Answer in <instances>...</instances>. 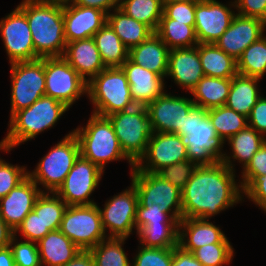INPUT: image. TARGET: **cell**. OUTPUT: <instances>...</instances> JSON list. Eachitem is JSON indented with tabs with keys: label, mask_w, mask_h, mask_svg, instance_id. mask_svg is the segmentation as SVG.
<instances>
[{
	"label": "cell",
	"mask_w": 266,
	"mask_h": 266,
	"mask_svg": "<svg viewBox=\"0 0 266 266\" xmlns=\"http://www.w3.org/2000/svg\"><path fill=\"white\" fill-rule=\"evenodd\" d=\"M79 156L78 139L73 131H70L39 160L33 171H28V176L38 187L41 185V192L55 193Z\"/></svg>",
	"instance_id": "8992f818"
},
{
	"label": "cell",
	"mask_w": 266,
	"mask_h": 266,
	"mask_svg": "<svg viewBox=\"0 0 266 266\" xmlns=\"http://www.w3.org/2000/svg\"><path fill=\"white\" fill-rule=\"evenodd\" d=\"M196 128V105H194L187 116L185 117L184 122V137L191 135V133Z\"/></svg>",
	"instance_id": "680465c9"
},
{
	"label": "cell",
	"mask_w": 266,
	"mask_h": 266,
	"mask_svg": "<svg viewBox=\"0 0 266 266\" xmlns=\"http://www.w3.org/2000/svg\"><path fill=\"white\" fill-rule=\"evenodd\" d=\"M49 232L50 230L44 226L39 214L31 211L14 231V236L17 237V234L20 233L21 237L26 239V241L37 243Z\"/></svg>",
	"instance_id": "c3c4849f"
},
{
	"label": "cell",
	"mask_w": 266,
	"mask_h": 266,
	"mask_svg": "<svg viewBox=\"0 0 266 266\" xmlns=\"http://www.w3.org/2000/svg\"><path fill=\"white\" fill-rule=\"evenodd\" d=\"M14 231L0 217V249L8 247Z\"/></svg>",
	"instance_id": "6f0895ef"
},
{
	"label": "cell",
	"mask_w": 266,
	"mask_h": 266,
	"mask_svg": "<svg viewBox=\"0 0 266 266\" xmlns=\"http://www.w3.org/2000/svg\"><path fill=\"white\" fill-rule=\"evenodd\" d=\"M87 97L93 114L107 117L135 107L122 67H106L87 82Z\"/></svg>",
	"instance_id": "5b68a950"
},
{
	"label": "cell",
	"mask_w": 266,
	"mask_h": 266,
	"mask_svg": "<svg viewBox=\"0 0 266 266\" xmlns=\"http://www.w3.org/2000/svg\"><path fill=\"white\" fill-rule=\"evenodd\" d=\"M231 243L220 229L209 219L182 218L179 222V246L193 252L204 245Z\"/></svg>",
	"instance_id": "cb8c5ba5"
},
{
	"label": "cell",
	"mask_w": 266,
	"mask_h": 266,
	"mask_svg": "<svg viewBox=\"0 0 266 266\" xmlns=\"http://www.w3.org/2000/svg\"><path fill=\"white\" fill-rule=\"evenodd\" d=\"M237 14L262 19L266 9V0H234Z\"/></svg>",
	"instance_id": "816d5d0a"
},
{
	"label": "cell",
	"mask_w": 266,
	"mask_h": 266,
	"mask_svg": "<svg viewBox=\"0 0 266 266\" xmlns=\"http://www.w3.org/2000/svg\"><path fill=\"white\" fill-rule=\"evenodd\" d=\"M233 9H236L235 1L227 4L217 0L198 3L194 25L198 43L215 44L236 15Z\"/></svg>",
	"instance_id": "ac0fdd59"
},
{
	"label": "cell",
	"mask_w": 266,
	"mask_h": 266,
	"mask_svg": "<svg viewBox=\"0 0 266 266\" xmlns=\"http://www.w3.org/2000/svg\"><path fill=\"white\" fill-rule=\"evenodd\" d=\"M172 266H203L192 252L184 250L179 245L173 248Z\"/></svg>",
	"instance_id": "db71d44e"
},
{
	"label": "cell",
	"mask_w": 266,
	"mask_h": 266,
	"mask_svg": "<svg viewBox=\"0 0 266 266\" xmlns=\"http://www.w3.org/2000/svg\"><path fill=\"white\" fill-rule=\"evenodd\" d=\"M26 15L35 54L41 58L62 57L66 47L63 1L22 0L17 5Z\"/></svg>",
	"instance_id": "7a4b0ae2"
},
{
	"label": "cell",
	"mask_w": 266,
	"mask_h": 266,
	"mask_svg": "<svg viewBox=\"0 0 266 266\" xmlns=\"http://www.w3.org/2000/svg\"><path fill=\"white\" fill-rule=\"evenodd\" d=\"M63 20L65 39L68 43L93 37L107 23V13L67 0L63 2Z\"/></svg>",
	"instance_id": "ffe728a7"
},
{
	"label": "cell",
	"mask_w": 266,
	"mask_h": 266,
	"mask_svg": "<svg viewBox=\"0 0 266 266\" xmlns=\"http://www.w3.org/2000/svg\"><path fill=\"white\" fill-rule=\"evenodd\" d=\"M139 245L174 248L179 245V223L144 224L138 230Z\"/></svg>",
	"instance_id": "836d02e7"
},
{
	"label": "cell",
	"mask_w": 266,
	"mask_h": 266,
	"mask_svg": "<svg viewBox=\"0 0 266 266\" xmlns=\"http://www.w3.org/2000/svg\"><path fill=\"white\" fill-rule=\"evenodd\" d=\"M27 166L13 165L0 157V199L28 176Z\"/></svg>",
	"instance_id": "bcb514c9"
},
{
	"label": "cell",
	"mask_w": 266,
	"mask_h": 266,
	"mask_svg": "<svg viewBox=\"0 0 266 266\" xmlns=\"http://www.w3.org/2000/svg\"><path fill=\"white\" fill-rule=\"evenodd\" d=\"M173 248L138 246L131 266H172Z\"/></svg>",
	"instance_id": "7bdbcfd3"
},
{
	"label": "cell",
	"mask_w": 266,
	"mask_h": 266,
	"mask_svg": "<svg viewBox=\"0 0 266 266\" xmlns=\"http://www.w3.org/2000/svg\"><path fill=\"white\" fill-rule=\"evenodd\" d=\"M104 173L97 165L80 155L55 193L68 206L94 204L96 202L90 196L98 188Z\"/></svg>",
	"instance_id": "4fadbf2b"
},
{
	"label": "cell",
	"mask_w": 266,
	"mask_h": 266,
	"mask_svg": "<svg viewBox=\"0 0 266 266\" xmlns=\"http://www.w3.org/2000/svg\"><path fill=\"white\" fill-rule=\"evenodd\" d=\"M247 119L248 126L266 138V97L263 94L252 108Z\"/></svg>",
	"instance_id": "f907efd6"
},
{
	"label": "cell",
	"mask_w": 266,
	"mask_h": 266,
	"mask_svg": "<svg viewBox=\"0 0 266 266\" xmlns=\"http://www.w3.org/2000/svg\"><path fill=\"white\" fill-rule=\"evenodd\" d=\"M204 76L198 45L191 48L170 49L166 77H170L179 88L186 89L190 94Z\"/></svg>",
	"instance_id": "7402d4cb"
},
{
	"label": "cell",
	"mask_w": 266,
	"mask_h": 266,
	"mask_svg": "<svg viewBox=\"0 0 266 266\" xmlns=\"http://www.w3.org/2000/svg\"><path fill=\"white\" fill-rule=\"evenodd\" d=\"M238 74L262 79L266 74V35L249 45L237 60Z\"/></svg>",
	"instance_id": "f35d334b"
},
{
	"label": "cell",
	"mask_w": 266,
	"mask_h": 266,
	"mask_svg": "<svg viewBox=\"0 0 266 266\" xmlns=\"http://www.w3.org/2000/svg\"><path fill=\"white\" fill-rule=\"evenodd\" d=\"M62 266H94V260L89 250H81L72 260Z\"/></svg>",
	"instance_id": "9f6ffc18"
},
{
	"label": "cell",
	"mask_w": 266,
	"mask_h": 266,
	"mask_svg": "<svg viewBox=\"0 0 266 266\" xmlns=\"http://www.w3.org/2000/svg\"><path fill=\"white\" fill-rule=\"evenodd\" d=\"M62 57L86 82L106 68L93 37L68 42Z\"/></svg>",
	"instance_id": "d4e9b609"
},
{
	"label": "cell",
	"mask_w": 266,
	"mask_h": 266,
	"mask_svg": "<svg viewBox=\"0 0 266 266\" xmlns=\"http://www.w3.org/2000/svg\"><path fill=\"white\" fill-rule=\"evenodd\" d=\"M203 266H225L232 263L234 248L231 243H213L204 245L193 252Z\"/></svg>",
	"instance_id": "60d3db41"
},
{
	"label": "cell",
	"mask_w": 266,
	"mask_h": 266,
	"mask_svg": "<svg viewBox=\"0 0 266 266\" xmlns=\"http://www.w3.org/2000/svg\"><path fill=\"white\" fill-rule=\"evenodd\" d=\"M225 142L228 143L230 146L229 149L232 152L230 151V154L225 152L222 162L232 171L236 172L234 168L236 165L234 163L239 162L243 170L251 161L252 156L259 151L266 142V138L255 129L247 126Z\"/></svg>",
	"instance_id": "4316f807"
},
{
	"label": "cell",
	"mask_w": 266,
	"mask_h": 266,
	"mask_svg": "<svg viewBox=\"0 0 266 266\" xmlns=\"http://www.w3.org/2000/svg\"><path fill=\"white\" fill-rule=\"evenodd\" d=\"M0 36L9 64L40 59L35 54L26 15L18 6L0 20Z\"/></svg>",
	"instance_id": "2e32d148"
},
{
	"label": "cell",
	"mask_w": 266,
	"mask_h": 266,
	"mask_svg": "<svg viewBox=\"0 0 266 266\" xmlns=\"http://www.w3.org/2000/svg\"><path fill=\"white\" fill-rule=\"evenodd\" d=\"M18 238L13 236L9 244L15 266H42L37 243Z\"/></svg>",
	"instance_id": "ee69618b"
},
{
	"label": "cell",
	"mask_w": 266,
	"mask_h": 266,
	"mask_svg": "<svg viewBox=\"0 0 266 266\" xmlns=\"http://www.w3.org/2000/svg\"><path fill=\"white\" fill-rule=\"evenodd\" d=\"M137 205L138 193L132 183L130 187L109 198L104 208L98 205L103 229L108 238L127 239L133 234V230L137 233L135 225Z\"/></svg>",
	"instance_id": "7c38bea8"
},
{
	"label": "cell",
	"mask_w": 266,
	"mask_h": 266,
	"mask_svg": "<svg viewBox=\"0 0 266 266\" xmlns=\"http://www.w3.org/2000/svg\"><path fill=\"white\" fill-rule=\"evenodd\" d=\"M0 266H15L10 246L0 249Z\"/></svg>",
	"instance_id": "91938a15"
},
{
	"label": "cell",
	"mask_w": 266,
	"mask_h": 266,
	"mask_svg": "<svg viewBox=\"0 0 266 266\" xmlns=\"http://www.w3.org/2000/svg\"><path fill=\"white\" fill-rule=\"evenodd\" d=\"M41 188L27 176L6 196L0 199V217L15 231L24 218L33 210Z\"/></svg>",
	"instance_id": "44dd1931"
},
{
	"label": "cell",
	"mask_w": 266,
	"mask_h": 266,
	"mask_svg": "<svg viewBox=\"0 0 266 266\" xmlns=\"http://www.w3.org/2000/svg\"><path fill=\"white\" fill-rule=\"evenodd\" d=\"M231 83L232 78L204 76L190 91L192 101L204 110L224 106Z\"/></svg>",
	"instance_id": "f546056e"
},
{
	"label": "cell",
	"mask_w": 266,
	"mask_h": 266,
	"mask_svg": "<svg viewBox=\"0 0 266 266\" xmlns=\"http://www.w3.org/2000/svg\"><path fill=\"white\" fill-rule=\"evenodd\" d=\"M265 31L266 28L260 18L242 16L236 12L229 28L215 42V45L238 60L249 45L265 35Z\"/></svg>",
	"instance_id": "d6986e66"
},
{
	"label": "cell",
	"mask_w": 266,
	"mask_h": 266,
	"mask_svg": "<svg viewBox=\"0 0 266 266\" xmlns=\"http://www.w3.org/2000/svg\"><path fill=\"white\" fill-rule=\"evenodd\" d=\"M107 23L128 49L139 45L155 33L149 26L129 17L119 7L107 14Z\"/></svg>",
	"instance_id": "4dcf8cb0"
},
{
	"label": "cell",
	"mask_w": 266,
	"mask_h": 266,
	"mask_svg": "<svg viewBox=\"0 0 266 266\" xmlns=\"http://www.w3.org/2000/svg\"><path fill=\"white\" fill-rule=\"evenodd\" d=\"M130 85V93L136 106H147L166 89L164 79L127 59L121 66Z\"/></svg>",
	"instance_id": "603a6c76"
},
{
	"label": "cell",
	"mask_w": 266,
	"mask_h": 266,
	"mask_svg": "<svg viewBox=\"0 0 266 266\" xmlns=\"http://www.w3.org/2000/svg\"><path fill=\"white\" fill-rule=\"evenodd\" d=\"M70 1L79 6L101 9L107 14L113 9L119 7V0H70Z\"/></svg>",
	"instance_id": "11a10c76"
},
{
	"label": "cell",
	"mask_w": 266,
	"mask_h": 266,
	"mask_svg": "<svg viewBox=\"0 0 266 266\" xmlns=\"http://www.w3.org/2000/svg\"><path fill=\"white\" fill-rule=\"evenodd\" d=\"M126 238H107L89 249L94 266H131L124 247Z\"/></svg>",
	"instance_id": "74e56055"
},
{
	"label": "cell",
	"mask_w": 266,
	"mask_h": 266,
	"mask_svg": "<svg viewBox=\"0 0 266 266\" xmlns=\"http://www.w3.org/2000/svg\"><path fill=\"white\" fill-rule=\"evenodd\" d=\"M72 131L78 139L80 155L103 172L107 163L117 160H127L131 170L135 167L121 150L112 123L107 117L92 113L84 127L78 126Z\"/></svg>",
	"instance_id": "277c9868"
},
{
	"label": "cell",
	"mask_w": 266,
	"mask_h": 266,
	"mask_svg": "<svg viewBox=\"0 0 266 266\" xmlns=\"http://www.w3.org/2000/svg\"><path fill=\"white\" fill-rule=\"evenodd\" d=\"M170 49L153 33L148 39L129 49L128 59L136 65L142 66L158 75L164 80L168 72Z\"/></svg>",
	"instance_id": "484cf974"
},
{
	"label": "cell",
	"mask_w": 266,
	"mask_h": 266,
	"mask_svg": "<svg viewBox=\"0 0 266 266\" xmlns=\"http://www.w3.org/2000/svg\"><path fill=\"white\" fill-rule=\"evenodd\" d=\"M119 8L156 32L163 16L164 0H119Z\"/></svg>",
	"instance_id": "d590c367"
},
{
	"label": "cell",
	"mask_w": 266,
	"mask_h": 266,
	"mask_svg": "<svg viewBox=\"0 0 266 266\" xmlns=\"http://www.w3.org/2000/svg\"><path fill=\"white\" fill-rule=\"evenodd\" d=\"M51 1H63L64 2V1H67V0H51Z\"/></svg>",
	"instance_id": "be15d7a7"
},
{
	"label": "cell",
	"mask_w": 266,
	"mask_h": 266,
	"mask_svg": "<svg viewBox=\"0 0 266 266\" xmlns=\"http://www.w3.org/2000/svg\"><path fill=\"white\" fill-rule=\"evenodd\" d=\"M198 52L205 76L233 78L238 74L237 60L215 44L198 43Z\"/></svg>",
	"instance_id": "1f68e13d"
},
{
	"label": "cell",
	"mask_w": 266,
	"mask_h": 266,
	"mask_svg": "<svg viewBox=\"0 0 266 266\" xmlns=\"http://www.w3.org/2000/svg\"><path fill=\"white\" fill-rule=\"evenodd\" d=\"M131 183L138 193V202L147 208L163 209L175 220L182 219L181 190L157 173L130 170Z\"/></svg>",
	"instance_id": "ba28073f"
},
{
	"label": "cell",
	"mask_w": 266,
	"mask_h": 266,
	"mask_svg": "<svg viewBox=\"0 0 266 266\" xmlns=\"http://www.w3.org/2000/svg\"><path fill=\"white\" fill-rule=\"evenodd\" d=\"M242 199L248 198L266 213V173L264 175H241ZM245 196V198H244Z\"/></svg>",
	"instance_id": "b9f144b4"
},
{
	"label": "cell",
	"mask_w": 266,
	"mask_h": 266,
	"mask_svg": "<svg viewBox=\"0 0 266 266\" xmlns=\"http://www.w3.org/2000/svg\"><path fill=\"white\" fill-rule=\"evenodd\" d=\"M107 118L112 123L121 150L136 165L146 153L152 134L146 106H135Z\"/></svg>",
	"instance_id": "52a82bcc"
},
{
	"label": "cell",
	"mask_w": 266,
	"mask_h": 266,
	"mask_svg": "<svg viewBox=\"0 0 266 266\" xmlns=\"http://www.w3.org/2000/svg\"><path fill=\"white\" fill-rule=\"evenodd\" d=\"M93 38L106 67H121L128 59L129 49L108 23L97 31Z\"/></svg>",
	"instance_id": "d6a6232c"
},
{
	"label": "cell",
	"mask_w": 266,
	"mask_h": 266,
	"mask_svg": "<svg viewBox=\"0 0 266 266\" xmlns=\"http://www.w3.org/2000/svg\"><path fill=\"white\" fill-rule=\"evenodd\" d=\"M171 1H177V2H189V3H193V4H198V3H202L205 2L207 0H171Z\"/></svg>",
	"instance_id": "94428289"
},
{
	"label": "cell",
	"mask_w": 266,
	"mask_h": 266,
	"mask_svg": "<svg viewBox=\"0 0 266 266\" xmlns=\"http://www.w3.org/2000/svg\"><path fill=\"white\" fill-rule=\"evenodd\" d=\"M260 80L256 77L235 75L232 78L225 106L248 117L252 108L262 96L259 92L261 89L258 87Z\"/></svg>",
	"instance_id": "f1b7e54d"
},
{
	"label": "cell",
	"mask_w": 266,
	"mask_h": 266,
	"mask_svg": "<svg viewBox=\"0 0 266 266\" xmlns=\"http://www.w3.org/2000/svg\"><path fill=\"white\" fill-rule=\"evenodd\" d=\"M67 204L53 192H42L35 201L33 212L50 231L60 229Z\"/></svg>",
	"instance_id": "ab89813d"
},
{
	"label": "cell",
	"mask_w": 266,
	"mask_h": 266,
	"mask_svg": "<svg viewBox=\"0 0 266 266\" xmlns=\"http://www.w3.org/2000/svg\"><path fill=\"white\" fill-rule=\"evenodd\" d=\"M10 117L45 95V58L11 63Z\"/></svg>",
	"instance_id": "30bf717a"
},
{
	"label": "cell",
	"mask_w": 266,
	"mask_h": 266,
	"mask_svg": "<svg viewBox=\"0 0 266 266\" xmlns=\"http://www.w3.org/2000/svg\"><path fill=\"white\" fill-rule=\"evenodd\" d=\"M169 49L191 48L198 45L195 27L174 19H160L155 32Z\"/></svg>",
	"instance_id": "e575fe53"
},
{
	"label": "cell",
	"mask_w": 266,
	"mask_h": 266,
	"mask_svg": "<svg viewBox=\"0 0 266 266\" xmlns=\"http://www.w3.org/2000/svg\"><path fill=\"white\" fill-rule=\"evenodd\" d=\"M235 178L236 172L222 161L198 165L181 191L182 218L211 219L242 203V188Z\"/></svg>",
	"instance_id": "6da1fadb"
},
{
	"label": "cell",
	"mask_w": 266,
	"mask_h": 266,
	"mask_svg": "<svg viewBox=\"0 0 266 266\" xmlns=\"http://www.w3.org/2000/svg\"><path fill=\"white\" fill-rule=\"evenodd\" d=\"M165 90L146 106L152 132L175 133L184 138V122L195 105L192 98L175 96Z\"/></svg>",
	"instance_id": "9a60e30c"
},
{
	"label": "cell",
	"mask_w": 266,
	"mask_h": 266,
	"mask_svg": "<svg viewBox=\"0 0 266 266\" xmlns=\"http://www.w3.org/2000/svg\"><path fill=\"white\" fill-rule=\"evenodd\" d=\"M59 230L81 250H89L108 238L97 203L67 206Z\"/></svg>",
	"instance_id": "9c48e42d"
},
{
	"label": "cell",
	"mask_w": 266,
	"mask_h": 266,
	"mask_svg": "<svg viewBox=\"0 0 266 266\" xmlns=\"http://www.w3.org/2000/svg\"><path fill=\"white\" fill-rule=\"evenodd\" d=\"M45 95L71 108L87 95V82L63 57L45 58Z\"/></svg>",
	"instance_id": "8fae6325"
},
{
	"label": "cell",
	"mask_w": 266,
	"mask_h": 266,
	"mask_svg": "<svg viewBox=\"0 0 266 266\" xmlns=\"http://www.w3.org/2000/svg\"><path fill=\"white\" fill-rule=\"evenodd\" d=\"M196 4L164 0L163 16L161 19H174L194 27Z\"/></svg>",
	"instance_id": "7dc6e473"
},
{
	"label": "cell",
	"mask_w": 266,
	"mask_h": 266,
	"mask_svg": "<svg viewBox=\"0 0 266 266\" xmlns=\"http://www.w3.org/2000/svg\"><path fill=\"white\" fill-rule=\"evenodd\" d=\"M184 140L189 160L197 165H212L222 161L226 142L216 134L207 110L196 106V128Z\"/></svg>",
	"instance_id": "5bb4252c"
},
{
	"label": "cell",
	"mask_w": 266,
	"mask_h": 266,
	"mask_svg": "<svg viewBox=\"0 0 266 266\" xmlns=\"http://www.w3.org/2000/svg\"><path fill=\"white\" fill-rule=\"evenodd\" d=\"M207 115L216 134L223 141H227L248 126V119L245 115L237 113L225 105L207 110Z\"/></svg>",
	"instance_id": "8d00e7d4"
},
{
	"label": "cell",
	"mask_w": 266,
	"mask_h": 266,
	"mask_svg": "<svg viewBox=\"0 0 266 266\" xmlns=\"http://www.w3.org/2000/svg\"><path fill=\"white\" fill-rule=\"evenodd\" d=\"M37 245L42 266L65 265L81 251L59 229L50 231Z\"/></svg>",
	"instance_id": "83f0119b"
},
{
	"label": "cell",
	"mask_w": 266,
	"mask_h": 266,
	"mask_svg": "<svg viewBox=\"0 0 266 266\" xmlns=\"http://www.w3.org/2000/svg\"><path fill=\"white\" fill-rule=\"evenodd\" d=\"M266 173V142L251 158L241 175H264Z\"/></svg>",
	"instance_id": "f5cc1de1"
},
{
	"label": "cell",
	"mask_w": 266,
	"mask_h": 266,
	"mask_svg": "<svg viewBox=\"0 0 266 266\" xmlns=\"http://www.w3.org/2000/svg\"><path fill=\"white\" fill-rule=\"evenodd\" d=\"M68 109L64 103L43 95L30 107L15 112L9 119L6 136L0 141V151L9 153L16 146L56 126Z\"/></svg>",
	"instance_id": "3957f363"
},
{
	"label": "cell",
	"mask_w": 266,
	"mask_h": 266,
	"mask_svg": "<svg viewBox=\"0 0 266 266\" xmlns=\"http://www.w3.org/2000/svg\"><path fill=\"white\" fill-rule=\"evenodd\" d=\"M163 209L143 207L139 202L136 209L135 225L138 230L144 224L179 223Z\"/></svg>",
	"instance_id": "681fc988"
},
{
	"label": "cell",
	"mask_w": 266,
	"mask_h": 266,
	"mask_svg": "<svg viewBox=\"0 0 266 266\" xmlns=\"http://www.w3.org/2000/svg\"><path fill=\"white\" fill-rule=\"evenodd\" d=\"M197 166L198 165L195 162L191 160H185L165 166L159 170L157 174L182 191Z\"/></svg>",
	"instance_id": "f6af8a7d"
},
{
	"label": "cell",
	"mask_w": 266,
	"mask_h": 266,
	"mask_svg": "<svg viewBox=\"0 0 266 266\" xmlns=\"http://www.w3.org/2000/svg\"><path fill=\"white\" fill-rule=\"evenodd\" d=\"M189 160L183 137L175 133L152 132L144 156L135 167L139 171L157 173L165 166Z\"/></svg>",
	"instance_id": "e0dca14e"
},
{
	"label": "cell",
	"mask_w": 266,
	"mask_h": 266,
	"mask_svg": "<svg viewBox=\"0 0 266 266\" xmlns=\"http://www.w3.org/2000/svg\"><path fill=\"white\" fill-rule=\"evenodd\" d=\"M263 21V24L266 28V9H265V12H264V17L261 19Z\"/></svg>",
	"instance_id": "6125c7cd"
}]
</instances>
